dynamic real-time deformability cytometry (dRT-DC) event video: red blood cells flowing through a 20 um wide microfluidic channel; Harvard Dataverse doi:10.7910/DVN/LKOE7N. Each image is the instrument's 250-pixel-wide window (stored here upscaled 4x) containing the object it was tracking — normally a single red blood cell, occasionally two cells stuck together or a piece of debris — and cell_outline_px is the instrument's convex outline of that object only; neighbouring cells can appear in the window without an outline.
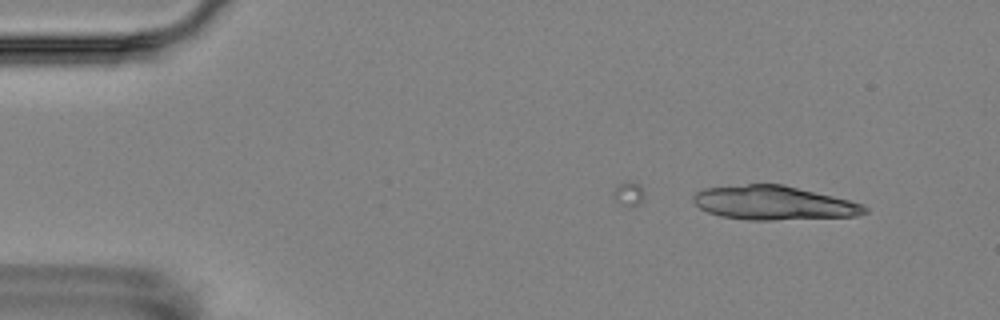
{"species": "Egyptian fruit bat (a non-hibernating species)", "species_latin": "Rousettus aegyptiacus", "temperature_condition": "room temperature", "stored_images_in_passage": 2, "camera_frame_rate_fps": 3000, "um_per_image_px": 0.085, "animal": {"sex": "female"}, "frame": {"image": 1, "passage_image": 2, "time_ms": 1.333, "image_size_px": [1000, 320], "cell_outline_px": [[868, 212], [856, 216], [772, 220], [748, 220], [720, 216], [708, 212], [700, 208], [692, 200], [692, 196], [696, 192], [704, 188], [748, 184], [784, 184], [848, 200], [860, 204], [868, 208]], "centroid_in_image_um": [65.73, 17.25], "position_along_channel_um": 19.3, "area_um2": 33.81}}